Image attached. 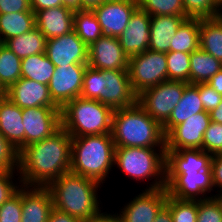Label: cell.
Wrapping results in <instances>:
<instances>
[{"instance_id":"obj_1","label":"cell","mask_w":222,"mask_h":222,"mask_svg":"<svg viewBox=\"0 0 222 222\" xmlns=\"http://www.w3.org/2000/svg\"><path fill=\"white\" fill-rule=\"evenodd\" d=\"M72 137L61 126L42 141L26 146L19 153L22 186L47 187L70 172Z\"/></svg>"},{"instance_id":"obj_2","label":"cell","mask_w":222,"mask_h":222,"mask_svg":"<svg viewBox=\"0 0 222 222\" xmlns=\"http://www.w3.org/2000/svg\"><path fill=\"white\" fill-rule=\"evenodd\" d=\"M100 186L102 187L99 182L91 178L67 172L46 188L52 196L55 209L86 221L96 216L104 207L98 192Z\"/></svg>"},{"instance_id":"obj_3","label":"cell","mask_w":222,"mask_h":222,"mask_svg":"<svg viewBox=\"0 0 222 222\" xmlns=\"http://www.w3.org/2000/svg\"><path fill=\"white\" fill-rule=\"evenodd\" d=\"M111 136L115 147L165 148L162 126L137 102L113 111Z\"/></svg>"},{"instance_id":"obj_4","label":"cell","mask_w":222,"mask_h":222,"mask_svg":"<svg viewBox=\"0 0 222 222\" xmlns=\"http://www.w3.org/2000/svg\"><path fill=\"white\" fill-rule=\"evenodd\" d=\"M115 145L111 134L72 137L70 172L101 185L114 167ZM111 171V172H110Z\"/></svg>"},{"instance_id":"obj_5","label":"cell","mask_w":222,"mask_h":222,"mask_svg":"<svg viewBox=\"0 0 222 222\" xmlns=\"http://www.w3.org/2000/svg\"><path fill=\"white\" fill-rule=\"evenodd\" d=\"M114 167L135 182L153 179L145 190L166 188L165 148L115 147Z\"/></svg>"},{"instance_id":"obj_6","label":"cell","mask_w":222,"mask_h":222,"mask_svg":"<svg viewBox=\"0 0 222 222\" xmlns=\"http://www.w3.org/2000/svg\"><path fill=\"white\" fill-rule=\"evenodd\" d=\"M80 96L97 100L113 110L130 107L137 102L128 70H97L87 66Z\"/></svg>"},{"instance_id":"obj_7","label":"cell","mask_w":222,"mask_h":222,"mask_svg":"<svg viewBox=\"0 0 222 222\" xmlns=\"http://www.w3.org/2000/svg\"><path fill=\"white\" fill-rule=\"evenodd\" d=\"M60 110L61 126L71 137L111 134L114 110L97 100L80 96Z\"/></svg>"},{"instance_id":"obj_8","label":"cell","mask_w":222,"mask_h":222,"mask_svg":"<svg viewBox=\"0 0 222 222\" xmlns=\"http://www.w3.org/2000/svg\"><path fill=\"white\" fill-rule=\"evenodd\" d=\"M127 70L131 87L136 95L168 80L166 54L163 52L148 49L130 56Z\"/></svg>"},{"instance_id":"obj_9","label":"cell","mask_w":222,"mask_h":222,"mask_svg":"<svg viewBox=\"0 0 222 222\" xmlns=\"http://www.w3.org/2000/svg\"><path fill=\"white\" fill-rule=\"evenodd\" d=\"M189 83L167 80L137 95V103L161 126L169 119Z\"/></svg>"},{"instance_id":"obj_10","label":"cell","mask_w":222,"mask_h":222,"mask_svg":"<svg viewBox=\"0 0 222 222\" xmlns=\"http://www.w3.org/2000/svg\"><path fill=\"white\" fill-rule=\"evenodd\" d=\"M166 190L169 196L182 200H203L215 192L212 170L166 174Z\"/></svg>"},{"instance_id":"obj_11","label":"cell","mask_w":222,"mask_h":222,"mask_svg":"<svg viewBox=\"0 0 222 222\" xmlns=\"http://www.w3.org/2000/svg\"><path fill=\"white\" fill-rule=\"evenodd\" d=\"M25 147L42 141L61 127L59 107H35L22 109Z\"/></svg>"},{"instance_id":"obj_12","label":"cell","mask_w":222,"mask_h":222,"mask_svg":"<svg viewBox=\"0 0 222 222\" xmlns=\"http://www.w3.org/2000/svg\"><path fill=\"white\" fill-rule=\"evenodd\" d=\"M211 122L210 114L203 111L173 127L165 135V149H201L203 135Z\"/></svg>"},{"instance_id":"obj_13","label":"cell","mask_w":222,"mask_h":222,"mask_svg":"<svg viewBox=\"0 0 222 222\" xmlns=\"http://www.w3.org/2000/svg\"><path fill=\"white\" fill-rule=\"evenodd\" d=\"M87 64H70L55 67L49 82V94L52 101L61 109L67 102L80 97L83 76Z\"/></svg>"},{"instance_id":"obj_14","label":"cell","mask_w":222,"mask_h":222,"mask_svg":"<svg viewBox=\"0 0 222 222\" xmlns=\"http://www.w3.org/2000/svg\"><path fill=\"white\" fill-rule=\"evenodd\" d=\"M137 8V0H105L92 10L103 35L118 38L127 28L128 22Z\"/></svg>"},{"instance_id":"obj_15","label":"cell","mask_w":222,"mask_h":222,"mask_svg":"<svg viewBox=\"0 0 222 222\" xmlns=\"http://www.w3.org/2000/svg\"><path fill=\"white\" fill-rule=\"evenodd\" d=\"M135 197V198H134ZM126 201L119 210L122 222H154L157 213L166 204V188L143 190Z\"/></svg>"},{"instance_id":"obj_16","label":"cell","mask_w":222,"mask_h":222,"mask_svg":"<svg viewBox=\"0 0 222 222\" xmlns=\"http://www.w3.org/2000/svg\"><path fill=\"white\" fill-rule=\"evenodd\" d=\"M45 53L55 67L88 64V46L74 31L48 39Z\"/></svg>"},{"instance_id":"obj_17","label":"cell","mask_w":222,"mask_h":222,"mask_svg":"<svg viewBox=\"0 0 222 222\" xmlns=\"http://www.w3.org/2000/svg\"><path fill=\"white\" fill-rule=\"evenodd\" d=\"M128 56L117 37L102 35L88 46V66L97 70H127Z\"/></svg>"},{"instance_id":"obj_18","label":"cell","mask_w":222,"mask_h":222,"mask_svg":"<svg viewBox=\"0 0 222 222\" xmlns=\"http://www.w3.org/2000/svg\"><path fill=\"white\" fill-rule=\"evenodd\" d=\"M150 23L151 16L139 7L132 14L127 28L118 37L123 52L128 58L148 50Z\"/></svg>"},{"instance_id":"obj_19","label":"cell","mask_w":222,"mask_h":222,"mask_svg":"<svg viewBox=\"0 0 222 222\" xmlns=\"http://www.w3.org/2000/svg\"><path fill=\"white\" fill-rule=\"evenodd\" d=\"M21 109L35 107H58L51 99L46 84L27 78H20L4 94Z\"/></svg>"},{"instance_id":"obj_20","label":"cell","mask_w":222,"mask_h":222,"mask_svg":"<svg viewBox=\"0 0 222 222\" xmlns=\"http://www.w3.org/2000/svg\"><path fill=\"white\" fill-rule=\"evenodd\" d=\"M212 157L202 149L166 150V174L212 170Z\"/></svg>"},{"instance_id":"obj_21","label":"cell","mask_w":222,"mask_h":222,"mask_svg":"<svg viewBox=\"0 0 222 222\" xmlns=\"http://www.w3.org/2000/svg\"><path fill=\"white\" fill-rule=\"evenodd\" d=\"M53 208L52 196L46 187L22 186L21 222H47Z\"/></svg>"},{"instance_id":"obj_22","label":"cell","mask_w":222,"mask_h":222,"mask_svg":"<svg viewBox=\"0 0 222 222\" xmlns=\"http://www.w3.org/2000/svg\"><path fill=\"white\" fill-rule=\"evenodd\" d=\"M74 12L64 6L36 11V27L44 34L47 40L68 34L73 31Z\"/></svg>"},{"instance_id":"obj_23","label":"cell","mask_w":222,"mask_h":222,"mask_svg":"<svg viewBox=\"0 0 222 222\" xmlns=\"http://www.w3.org/2000/svg\"><path fill=\"white\" fill-rule=\"evenodd\" d=\"M0 133L19 153L25 148L22 109L5 95L0 98Z\"/></svg>"},{"instance_id":"obj_24","label":"cell","mask_w":222,"mask_h":222,"mask_svg":"<svg viewBox=\"0 0 222 222\" xmlns=\"http://www.w3.org/2000/svg\"><path fill=\"white\" fill-rule=\"evenodd\" d=\"M186 18V16L174 15L151 16L150 44L148 49L156 52H169L172 38Z\"/></svg>"},{"instance_id":"obj_25","label":"cell","mask_w":222,"mask_h":222,"mask_svg":"<svg viewBox=\"0 0 222 222\" xmlns=\"http://www.w3.org/2000/svg\"><path fill=\"white\" fill-rule=\"evenodd\" d=\"M203 111L205 110L199 97L198 84H188L184 89L181 100L173 109L167 122L162 126L164 135L176 125L185 122L192 115Z\"/></svg>"},{"instance_id":"obj_26","label":"cell","mask_w":222,"mask_h":222,"mask_svg":"<svg viewBox=\"0 0 222 222\" xmlns=\"http://www.w3.org/2000/svg\"><path fill=\"white\" fill-rule=\"evenodd\" d=\"M199 48L222 63V20L220 17L200 18Z\"/></svg>"},{"instance_id":"obj_27","label":"cell","mask_w":222,"mask_h":222,"mask_svg":"<svg viewBox=\"0 0 222 222\" xmlns=\"http://www.w3.org/2000/svg\"><path fill=\"white\" fill-rule=\"evenodd\" d=\"M47 38L35 27L20 36L8 39L4 45L20 59L46 52Z\"/></svg>"},{"instance_id":"obj_28","label":"cell","mask_w":222,"mask_h":222,"mask_svg":"<svg viewBox=\"0 0 222 222\" xmlns=\"http://www.w3.org/2000/svg\"><path fill=\"white\" fill-rule=\"evenodd\" d=\"M36 27L34 12L0 14V41L20 36Z\"/></svg>"},{"instance_id":"obj_29","label":"cell","mask_w":222,"mask_h":222,"mask_svg":"<svg viewBox=\"0 0 222 222\" xmlns=\"http://www.w3.org/2000/svg\"><path fill=\"white\" fill-rule=\"evenodd\" d=\"M190 84L207 83L222 69V63L198 48L190 54Z\"/></svg>"},{"instance_id":"obj_30","label":"cell","mask_w":222,"mask_h":222,"mask_svg":"<svg viewBox=\"0 0 222 222\" xmlns=\"http://www.w3.org/2000/svg\"><path fill=\"white\" fill-rule=\"evenodd\" d=\"M55 65L46 56L38 53L21 59V77L49 85Z\"/></svg>"},{"instance_id":"obj_31","label":"cell","mask_w":222,"mask_h":222,"mask_svg":"<svg viewBox=\"0 0 222 222\" xmlns=\"http://www.w3.org/2000/svg\"><path fill=\"white\" fill-rule=\"evenodd\" d=\"M200 18H186L170 43V51L192 53L199 48Z\"/></svg>"},{"instance_id":"obj_32","label":"cell","mask_w":222,"mask_h":222,"mask_svg":"<svg viewBox=\"0 0 222 222\" xmlns=\"http://www.w3.org/2000/svg\"><path fill=\"white\" fill-rule=\"evenodd\" d=\"M73 25V31L87 46L103 35L93 10L81 9L75 11Z\"/></svg>"},{"instance_id":"obj_33","label":"cell","mask_w":222,"mask_h":222,"mask_svg":"<svg viewBox=\"0 0 222 222\" xmlns=\"http://www.w3.org/2000/svg\"><path fill=\"white\" fill-rule=\"evenodd\" d=\"M21 78V59L3 43L0 45V87L4 92Z\"/></svg>"},{"instance_id":"obj_34","label":"cell","mask_w":222,"mask_h":222,"mask_svg":"<svg viewBox=\"0 0 222 222\" xmlns=\"http://www.w3.org/2000/svg\"><path fill=\"white\" fill-rule=\"evenodd\" d=\"M166 54L168 80L190 84V53L169 51Z\"/></svg>"},{"instance_id":"obj_35","label":"cell","mask_w":222,"mask_h":222,"mask_svg":"<svg viewBox=\"0 0 222 222\" xmlns=\"http://www.w3.org/2000/svg\"><path fill=\"white\" fill-rule=\"evenodd\" d=\"M138 7L150 16H185L183 0H137Z\"/></svg>"},{"instance_id":"obj_36","label":"cell","mask_w":222,"mask_h":222,"mask_svg":"<svg viewBox=\"0 0 222 222\" xmlns=\"http://www.w3.org/2000/svg\"><path fill=\"white\" fill-rule=\"evenodd\" d=\"M165 205L170 209L173 222H197V200L176 199L167 194Z\"/></svg>"},{"instance_id":"obj_37","label":"cell","mask_w":222,"mask_h":222,"mask_svg":"<svg viewBox=\"0 0 222 222\" xmlns=\"http://www.w3.org/2000/svg\"><path fill=\"white\" fill-rule=\"evenodd\" d=\"M187 18L219 17L221 6L216 0H183Z\"/></svg>"},{"instance_id":"obj_38","label":"cell","mask_w":222,"mask_h":222,"mask_svg":"<svg viewBox=\"0 0 222 222\" xmlns=\"http://www.w3.org/2000/svg\"><path fill=\"white\" fill-rule=\"evenodd\" d=\"M19 172V151L0 133V173Z\"/></svg>"},{"instance_id":"obj_39","label":"cell","mask_w":222,"mask_h":222,"mask_svg":"<svg viewBox=\"0 0 222 222\" xmlns=\"http://www.w3.org/2000/svg\"><path fill=\"white\" fill-rule=\"evenodd\" d=\"M201 149L212 155L222 154V124L210 122L204 132Z\"/></svg>"},{"instance_id":"obj_40","label":"cell","mask_w":222,"mask_h":222,"mask_svg":"<svg viewBox=\"0 0 222 222\" xmlns=\"http://www.w3.org/2000/svg\"><path fill=\"white\" fill-rule=\"evenodd\" d=\"M22 187L0 207V222H21Z\"/></svg>"},{"instance_id":"obj_41","label":"cell","mask_w":222,"mask_h":222,"mask_svg":"<svg viewBox=\"0 0 222 222\" xmlns=\"http://www.w3.org/2000/svg\"><path fill=\"white\" fill-rule=\"evenodd\" d=\"M15 176L18 177L16 178ZM21 187L22 183L19 172L0 173V207L15 195Z\"/></svg>"},{"instance_id":"obj_42","label":"cell","mask_w":222,"mask_h":222,"mask_svg":"<svg viewBox=\"0 0 222 222\" xmlns=\"http://www.w3.org/2000/svg\"><path fill=\"white\" fill-rule=\"evenodd\" d=\"M197 222H222V212L212 197L198 200Z\"/></svg>"},{"instance_id":"obj_43","label":"cell","mask_w":222,"mask_h":222,"mask_svg":"<svg viewBox=\"0 0 222 222\" xmlns=\"http://www.w3.org/2000/svg\"><path fill=\"white\" fill-rule=\"evenodd\" d=\"M198 92L200 100L203 103V108L207 112L217 108V106L221 103L222 95L217 93L207 83H198Z\"/></svg>"},{"instance_id":"obj_44","label":"cell","mask_w":222,"mask_h":222,"mask_svg":"<svg viewBox=\"0 0 222 222\" xmlns=\"http://www.w3.org/2000/svg\"><path fill=\"white\" fill-rule=\"evenodd\" d=\"M33 12L31 0H0V14Z\"/></svg>"},{"instance_id":"obj_45","label":"cell","mask_w":222,"mask_h":222,"mask_svg":"<svg viewBox=\"0 0 222 222\" xmlns=\"http://www.w3.org/2000/svg\"><path fill=\"white\" fill-rule=\"evenodd\" d=\"M211 169L214 190H222V154L213 155Z\"/></svg>"},{"instance_id":"obj_46","label":"cell","mask_w":222,"mask_h":222,"mask_svg":"<svg viewBox=\"0 0 222 222\" xmlns=\"http://www.w3.org/2000/svg\"><path fill=\"white\" fill-rule=\"evenodd\" d=\"M103 210L105 209H102L96 216H93L84 222H122L119 213H114V211H112V214L108 210L107 212H103Z\"/></svg>"},{"instance_id":"obj_47","label":"cell","mask_w":222,"mask_h":222,"mask_svg":"<svg viewBox=\"0 0 222 222\" xmlns=\"http://www.w3.org/2000/svg\"><path fill=\"white\" fill-rule=\"evenodd\" d=\"M47 222H84L81 219L71 216L68 213L61 212L53 208L49 214Z\"/></svg>"},{"instance_id":"obj_48","label":"cell","mask_w":222,"mask_h":222,"mask_svg":"<svg viewBox=\"0 0 222 222\" xmlns=\"http://www.w3.org/2000/svg\"><path fill=\"white\" fill-rule=\"evenodd\" d=\"M62 5V0H31V9L35 13L42 9L54 8Z\"/></svg>"},{"instance_id":"obj_49","label":"cell","mask_w":222,"mask_h":222,"mask_svg":"<svg viewBox=\"0 0 222 222\" xmlns=\"http://www.w3.org/2000/svg\"><path fill=\"white\" fill-rule=\"evenodd\" d=\"M217 93L222 95V69L207 82Z\"/></svg>"},{"instance_id":"obj_50","label":"cell","mask_w":222,"mask_h":222,"mask_svg":"<svg viewBox=\"0 0 222 222\" xmlns=\"http://www.w3.org/2000/svg\"><path fill=\"white\" fill-rule=\"evenodd\" d=\"M154 222H173L170 209L166 205L157 213Z\"/></svg>"},{"instance_id":"obj_51","label":"cell","mask_w":222,"mask_h":222,"mask_svg":"<svg viewBox=\"0 0 222 222\" xmlns=\"http://www.w3.org/2000/svg\"><path fill=\"white\" fill-rule=\"evenodd\" d=\"M209 114L211 121L222 124V100L217 108L211 110Z\"/></svg>"},{"instance_id":"obj_52","label":"cell","mask_w":222,"mask_h":222,"mask_svg":"<svg viewBox=\"0 0 222 222\" xmlns=\"http://www.w3.org/2000/svg\"><path fill=\"white\" fill-rule=\"evenodd\" d=\"M105 0H80V10L81 9H88L92 10L93 8L100 5Z\"/></svg>"},{"instance_id":"obj_53","label":"cell","mask_w":222,"mask_h":222,"mask_svg":"<svg viewBox=\"0 0 222 222\" xmlns=\"http://www.w3.org/2000/svg\"><path fill=\"white\" fill-rule=\"evenodd\" d=\"M62 5L73 11L80 10V0H62Z\"/></svg>"},{"instance_id":"obj_54","label":"cell","mask_w":222,"mask_h":222,"mask_svg":"<svg viewBox=\"0 0 222 222\" xmlns=\"http://www.w3.org/2000/svg\"><path fill=\"white\" fill-rule=\"evenodd\" d=\"M216 194L212 195L214 201L218 204L220 211L222 212V190L215 191Z\"/></svg>"},{"instance_id":"obj_55","label":"cell","mask_w":222,"mask_h":222,"mask_svg":"<svg viewBox=\"0 0 222 222\" xmlns=\"http://www.w3.org/2000/svg\"><path fill=\"white\" fill-rule=\"evenodd\" d=\"M5 94L4 90L0 87V98Z\"/></svg>"},{"instance_id":"obj_56","label":"cell","mask_w":222,"mask_h":222,"mask_svg":"<svg viewBox=\"0 0 222 222\" xmlns=\"http://www.w3.org/2000/svg\"><path fill=\"white\" fill-rule=\"evenodd\" d=\"M219 17H220V19L222 20V6H221V9H220Z\"/></svg>"},{"instance_id":"obj_57","label":"cell","mask_w":222,"mask_h":222,"mask_svg":"<svg viewBox=\"0 0 222 222\" xmlns=\"http://www.w3.org/2000/svg\"><path fill=\"white\" fill-rule=\"evenodd\" d=\"M220 6H222V0H216Z\"/></svg>"}]
</instances>
